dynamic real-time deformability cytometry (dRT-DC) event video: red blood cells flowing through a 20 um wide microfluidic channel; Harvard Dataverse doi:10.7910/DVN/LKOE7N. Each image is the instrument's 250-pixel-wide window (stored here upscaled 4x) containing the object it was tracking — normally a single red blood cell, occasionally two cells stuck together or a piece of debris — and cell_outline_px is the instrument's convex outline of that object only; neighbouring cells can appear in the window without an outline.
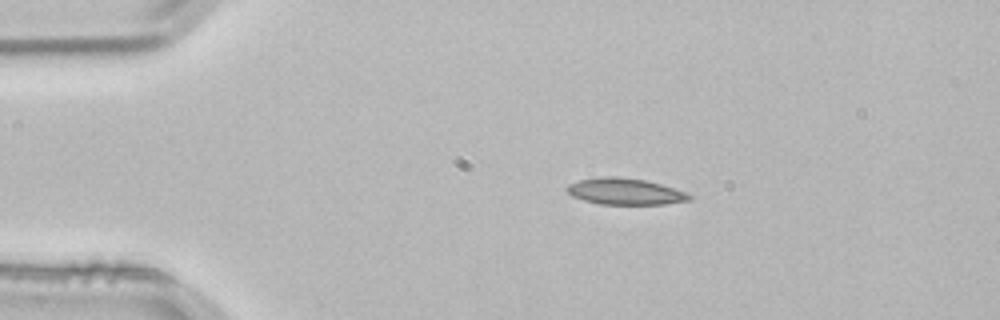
{"species": "common noctule bat (a hibernating species)", "species_latin": "Nyctalus noctula", "temperature_condition": "room temperature", "stored_images_in_passage": 2, "camera_frame_rate_fps": 3000, "um_per_image_px": 0.085, "animal": {"sex": "male", "body_mass_g": 21.5, "forearm_length_mm": 52.0}, "frame": {"image": 1, "passage_image": 1, "time_ms": 0.0, "image_size_px": [1000, 320], "cell_outline_px": [[692, 196], [688, 200], [664, 204], [600, 204], [584, 200], [572, 196], [564, 188], [568, 184], [580, 180], [596, 176], [616, 176], [644, 180], [660, 184], [684, 192]], "centroid_in_image_um": [53.05, 16.26], "position_along_channel_um": 31.9, "area_um2": 18.67}}